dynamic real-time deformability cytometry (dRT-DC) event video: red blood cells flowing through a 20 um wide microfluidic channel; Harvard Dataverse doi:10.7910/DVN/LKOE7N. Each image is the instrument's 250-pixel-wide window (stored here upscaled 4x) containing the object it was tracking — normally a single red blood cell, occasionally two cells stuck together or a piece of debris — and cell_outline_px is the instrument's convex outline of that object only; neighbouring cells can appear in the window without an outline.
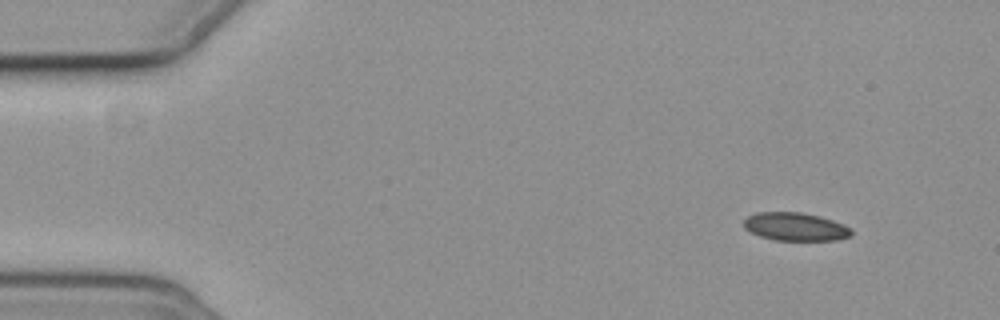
{"species": "common noctule bat (a hibernating species)", "species_latin": "Nyctalus noctula", "temperature_condition": "cold", "stored_images_in_passage": 5, "camera_frame_rate_fps": 3000, "um_per_image_px": 0.085, "animal": {"sex": "female", "body_mass_g": 19.3, "forearm_length_mm": 54.1}, "frame": {"image": 1, "passage_image": 1, "time_ms": 0.0, "image_size_px": [1000, 320], "cell_outline_px": [[852, 236], [836, 240], [776, 240], [760, 236], [744, 228], [744, 220], [748, 216], [756, 212], [800, 212], [820, 216], [844, 224], [852, 228]], "centroid_in_image_um": [67.64, 19.26], "position_along_channel_um": 17.4, "area_um2": 17.69}}